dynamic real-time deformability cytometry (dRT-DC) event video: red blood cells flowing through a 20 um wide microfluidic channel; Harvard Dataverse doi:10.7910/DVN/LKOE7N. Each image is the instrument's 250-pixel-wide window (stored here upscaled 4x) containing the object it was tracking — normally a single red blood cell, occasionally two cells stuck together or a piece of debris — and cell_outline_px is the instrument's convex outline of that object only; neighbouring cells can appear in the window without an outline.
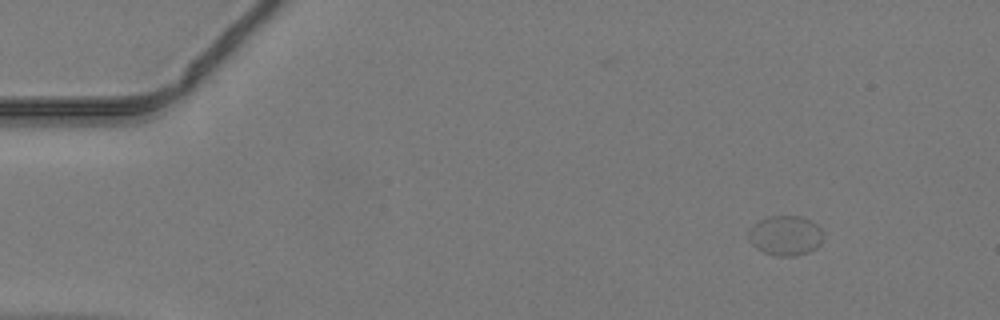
{"species": "common noctule bat (a hibernating species)", "species_latin": "Nyctalus noctula", "temperature_condition": "warm", "stored_images_in_passage": 43, "camera_frame_rate_fps": 3000, "um_per_image_px": 0.085, "animal": {"sex": "male", "body_mass_g": 19.2, "forearm_length_mm": 51.8}, "frame": {"image": 1, "passage_image": 1, "time_ms": 0.0, "image_size_px": [1000, 320], "cell_outline_px": [[824, 236], [820, 244], [816, 248], [808, 252], [796, 256], [780, 256], [764, 252], [756, 248], [748, 240], [748, 228], [760, 220], [768, 216], [800, 216], [816, 224], [824, 232]], "centroid_in_image_um": [66.76, 20.02], "position_along_channel_um": 18.2, "area_um2": 17.46}}
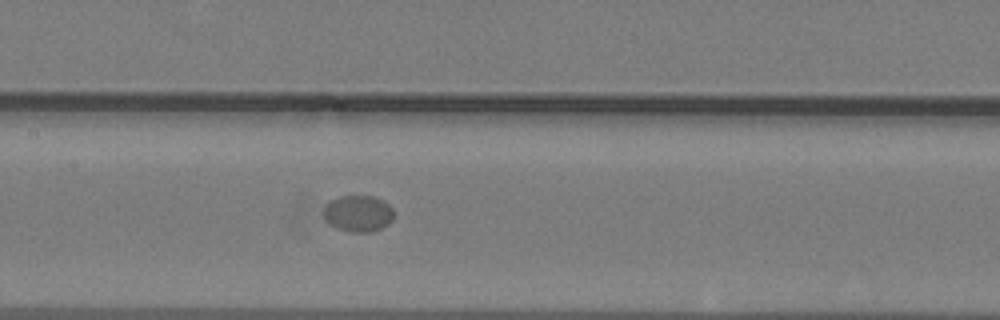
{"frame": {"image": 2, "passage_image": 19, "time_ms": 6.0, "image_size_px": [1000, 320], "cell_outline_px": [[392, 220], [388, 224], [372, 232], [352, 232], [336, 228], [328, 224], [324, 216], [324, 208], [332, 200], [340, 196], [372, 196], [384, 200], [392, 208]], "centroid_in_image_um": [30.44, 18.15], "position_along_channel_um": 177.0, "area_um2": 14.8}}
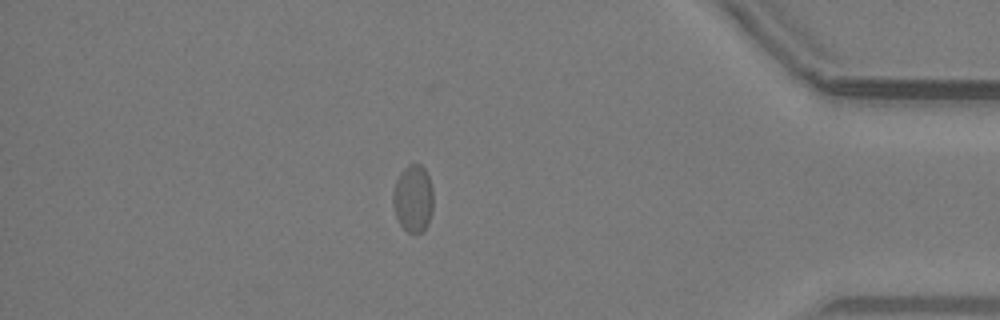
{"frame": {"image": 3, "passage_image": 37, "time_ms": 12.0, "image_size_px": [1000, 320], "cell_outline_px": [[432, 212], [428, 224], [416, 236], [408, 232], [400, 224], [396, 216], [392, 204], [392, 192], [396, 180], [400, 172], [408, 164], [420, 164], [424, 168], [428, 176], [432, 188]], "centroid_in_image_um": [35.09, 16.88], "position_along_channel_um": 400.1, "area_um2": 15.95}}